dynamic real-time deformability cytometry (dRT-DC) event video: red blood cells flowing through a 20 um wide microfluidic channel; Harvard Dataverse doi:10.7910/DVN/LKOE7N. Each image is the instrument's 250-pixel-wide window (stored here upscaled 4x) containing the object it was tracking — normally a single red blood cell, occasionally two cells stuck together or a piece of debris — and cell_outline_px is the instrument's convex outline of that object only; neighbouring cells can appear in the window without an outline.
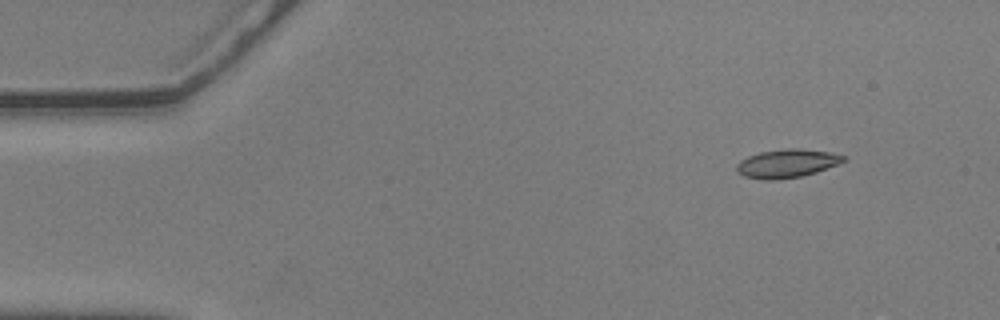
{"species": "common noctule bat (a hibernating species)", "species_latin": "Nyctalus noctula", "temperature_condition": "warm", "stored_images_in_passage": 12, "camera_frame_rate_fps": 3000, "um_per_image_px": 0.085, "animal": {"sex": "male", "body_mass_g": 20.5, "forearm_length_mm": 52.5}, "frame": {"image": 1, "passage_image": 1, "time_ms": 0.0, "image_size_px": [1000, 320], "cell_outline_px": [[848, 160], [840, 164], [816, 172], [800, 176], [772, 180], [768, 180], [744, 176], [736, 172], [736, 164], [740, 160], [748, 156], [760, 152], [788, 148], [796, 148], [828, 152], [844, 156]], "centroid_in_image_um": [66.88, 13.89], "position_along_channel_um": 18.1, "area_um2": 17.63}}
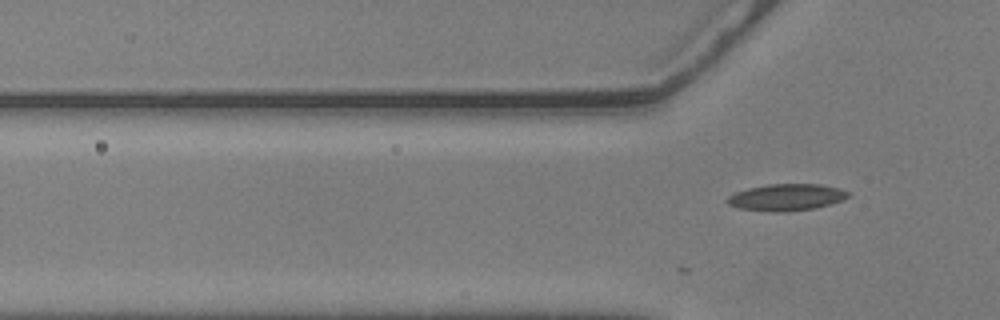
{"frame": {"image": 2, "passage_image": 12, "time_ms": 3.667, "image_size_px": [1000, 320], "cell_outline_px": [[852, 196], [816, 208], [788, 212], [772, 212], [740, 208], [728, 204], [724, 200], [728, 196], [736, 192], [748, 188], [768, 184], [820, 184], [840, 188], [852, 192]], "centroid_in_image_um": [66.87, 16.77], "position_along_channel_um": 58.9, "area_um2": 19.02}}